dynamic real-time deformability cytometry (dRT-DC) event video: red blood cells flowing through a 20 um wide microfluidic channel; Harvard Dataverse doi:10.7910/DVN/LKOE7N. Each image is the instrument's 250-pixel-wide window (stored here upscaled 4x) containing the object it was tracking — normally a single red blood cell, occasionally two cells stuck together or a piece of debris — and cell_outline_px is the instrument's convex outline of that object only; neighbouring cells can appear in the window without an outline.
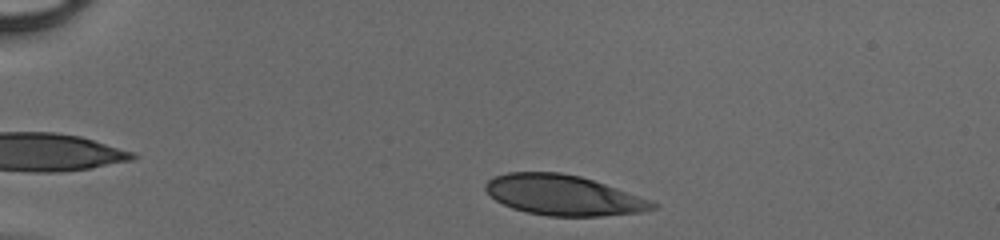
{"species": "human", "species_latin": "Homo sapiens", "temperature_condition": "cold", "stored_images_in_passage": 35, "camera_frame_rate_fps": 3000, "um_per_image_px": 0.085, "donor": {"sex": "male"}, "frame": {"image": 1, "passage_image": 2, "time_ms": 0.333, "image_size_px": [1000, 240], "cell_outline_px": [[660, 204], [656, 208], [640, 212], [600, 216], [548, 216], [528, 212], [512, 208], [496, 200], [484, 188], [484, 184], [488, 180], [496, 176], [508, 172], [560, 172], [580, 176], [616, 188]], "centroid_in_image_um": [47.87, 16.59], "position_along_channel_um": 37.1, "area_um2": 38.78}}
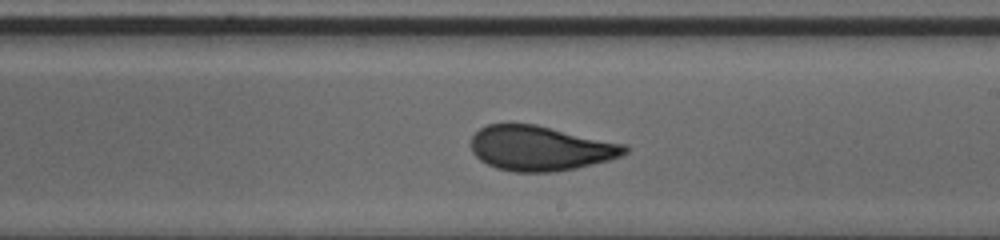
{"frame": {"image": 2, "passage_image": 21, "time_ms": 6.667, "image_size_px": [1000, 240], "cell_outline_px": [[632, 148], [628, 152], [620, 156], [608, 160], [576, 168], [552, 172], [516, 172], [496, 168], [480, 160], [472, 152], [472, 136], [480, 128], [488, 124], [536, 124], [628, 144]], "centroid_in_image_um": [45.98, 12.6], "position_along_channel_um": 243.0, "area_um2": 40.4}}
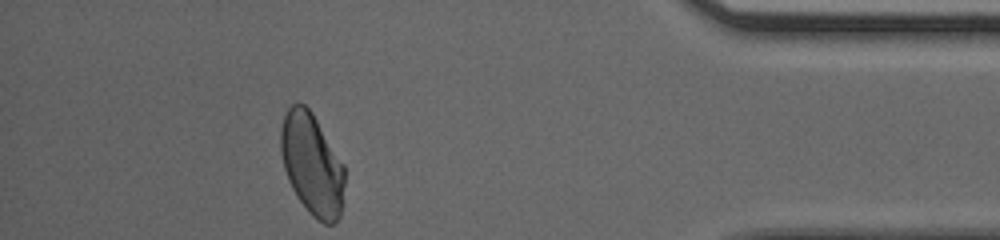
{"frame": {"image": 3, "passage_image": 35, "time_ms": 11.333, "image_size_px": [1000, 240], "cell_outline_px": [[344, 184], [340, 216], [332, 224], [324, 224], [312, 216], [308, 212], [292, 188], [288, 180], [284, 168], [280, 152], [280, 132], [284, 116], [288, 108], [292, 104], [304, 104], [312, 112], [344, 164]], "centroid_in_image_um": [26.51, 13.96], "position_along_channel_um": 408.7, "area_um2": 37.74}}